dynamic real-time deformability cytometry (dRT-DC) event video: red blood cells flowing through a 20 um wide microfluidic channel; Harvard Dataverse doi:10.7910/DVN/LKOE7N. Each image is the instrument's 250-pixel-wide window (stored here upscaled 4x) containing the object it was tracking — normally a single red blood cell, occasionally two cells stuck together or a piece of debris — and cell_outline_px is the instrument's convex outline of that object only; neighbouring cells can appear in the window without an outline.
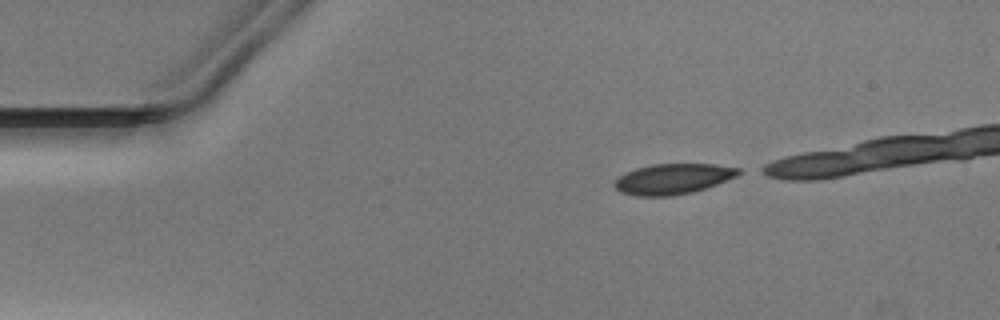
{"species": "Egyptian fruit bat (a non-hibernating species)", "species_latin": "Rousettus aegyptiacus", "temperature_condition": "warm", "stored_images_in_passage": 34, "camera_frame_rate_fps": 3000, "um_per_image_px": 0.085, "animal": {"sex": "male"}, "frame": {"image": 1, "passage_image": 1, "time_ms": 0.0, "image_size_px": [1000, 320], "cell_outline_px": [[744, 172], [736, 176], [716, 184], [692, 192], [672, 196], [636, 196], [620, 192], [612, 184], [620, 176], [636, 168], [652, 164], [716, 164], [740, 168]], "centroid_in_image_um": [57.21, 15.2], "position_along_channel_um": 27.8, "area_um2": 21.96}}
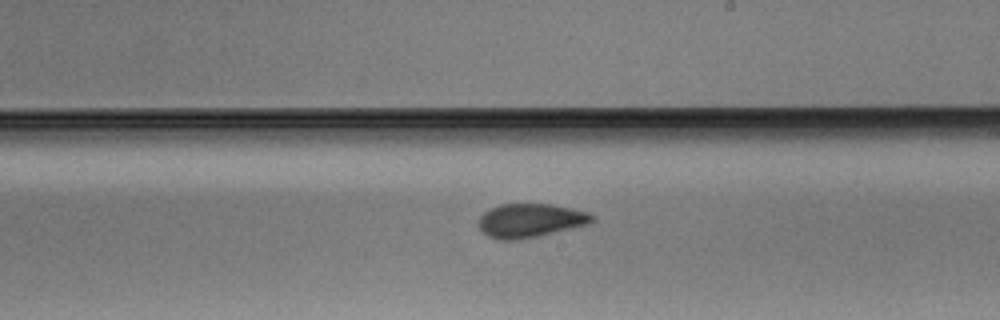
{"frame": {"image": 2, "passage_image": 22, "time_ms": 7.0, "image_size_px": [1000, 320], "cell_outline_px": [[596, 220], [588, 224], [520, 240], [500, 240], [488, 236], [480, 228], [480, 216], [484, 212], [500, 204], [552, 204], [572, 208], [588, 212]], "centroid_in_image_um": [45.09, 18.74], "position_along_channel_um": 243.9, "area_um2": 22.14}}
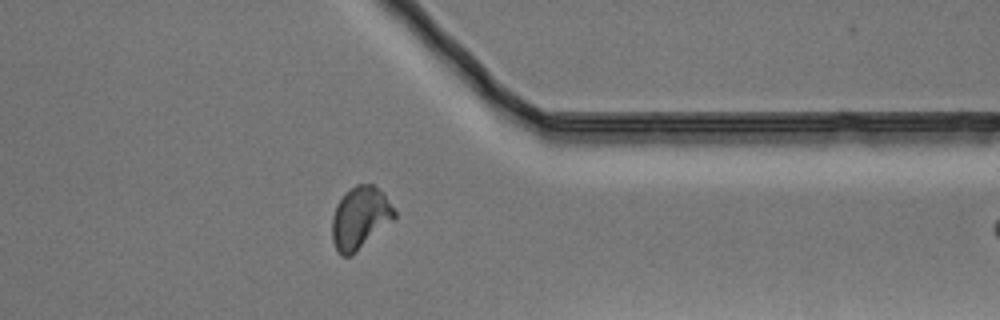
{"frame": {"image": 3, "passage_image": 33, "time_ms": 10.667, "image_size_px": [1000, 320], "cell_outline_px": [[396, 216], [392, 220], [352, 256], [340, 256], [332, 240], [332, 216], [336, 204], [344, 192], [356, 184], [372, 184], [384, 192], [396, 212]], "centroid_in_image_um": [30.58, 18.5], "position_along_channel_um": 380.8, "area_um2": 22.72}}